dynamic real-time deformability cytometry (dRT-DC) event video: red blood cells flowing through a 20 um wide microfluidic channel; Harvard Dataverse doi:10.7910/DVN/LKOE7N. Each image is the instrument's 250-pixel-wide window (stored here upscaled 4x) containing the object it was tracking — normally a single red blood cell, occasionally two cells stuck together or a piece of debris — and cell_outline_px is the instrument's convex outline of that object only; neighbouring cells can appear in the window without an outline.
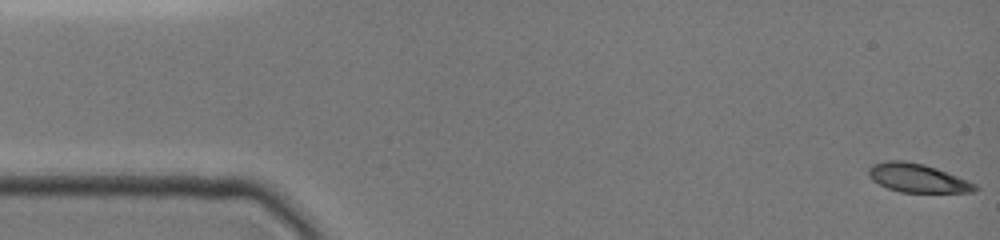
{"species": "common noctule bat (a hibernating species)", "species_latin": "Nyctalus noctula", "temperature_condition": "cold", "stored_images_in_passage": 49, "camera_frame_rate_fps": 3000, "um_per_image_px": 0.085, "animal": {"sex": "female", "body_mass_g": 19.0, "forearm_length_mm": 51.5}, "frame": {"image": 1, "passage_image": 1, "time_ms": 0.0, "image_size_px": [1000, 240], "cell_outline_px": [[980, 188], [976, 192], [900, 192], [888, 188], [872, 180], [868, 172], [868, 168], [872, 164], [884, 160], [904, 160], [924, 164], [936, 168], [968, 180], [976, 184]], "centroid_in_image_um": [78.0, 15.12], "position_along_channel_um": 7.0, "area_um2": 17.86}}
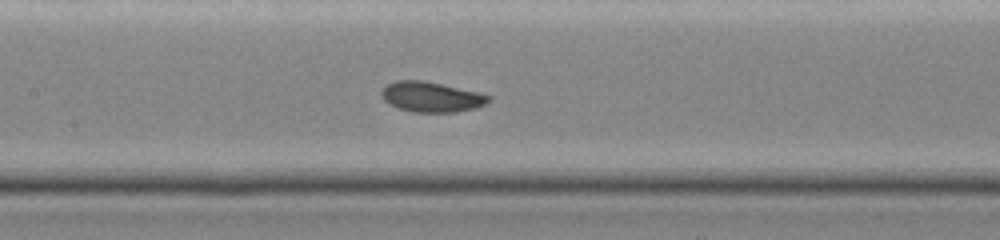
{"frame": {"image": 2, "passage_image": 23, "time_ms": 7.333, "image_size_px": [1000, 240], "cell_outline_px": [[492, 100], [476, 108], [456, 112], [412, 112], [396, 108], [388, 104], [380, 96], [380, 92], [388, 84], [396, 80], [420, 80], [440, 84], [476, 92], [492, 96]], "centroid_in_image_um": [36.63, 8.25], "position_along_channel_um": 170.8, "area_um2": 18.84}}
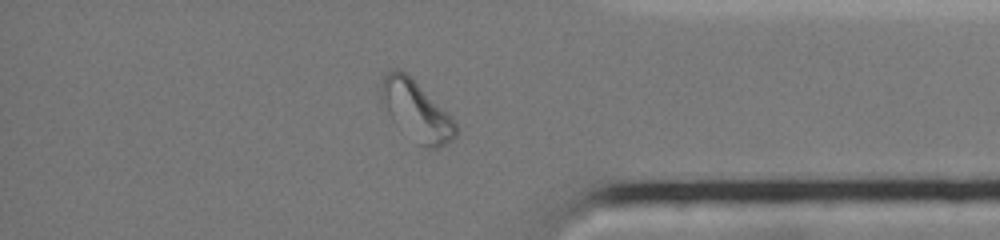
{"frame": {"image": 3, "passage_image": 41, "time_ms": 13.333, "image_size_px": [1000, 240], "cell_outline_px": [[456, 136], [452, 140], [440, 148], [428, 148], [392, 120], [380, 104], [380, 80], [388, 68], [396, 68], [404, 72], [456, 124]], "centroid_in_image_um": [35.28, 9.36], "position_along_channel_um": 399.9, "area_um2": 24.8}}